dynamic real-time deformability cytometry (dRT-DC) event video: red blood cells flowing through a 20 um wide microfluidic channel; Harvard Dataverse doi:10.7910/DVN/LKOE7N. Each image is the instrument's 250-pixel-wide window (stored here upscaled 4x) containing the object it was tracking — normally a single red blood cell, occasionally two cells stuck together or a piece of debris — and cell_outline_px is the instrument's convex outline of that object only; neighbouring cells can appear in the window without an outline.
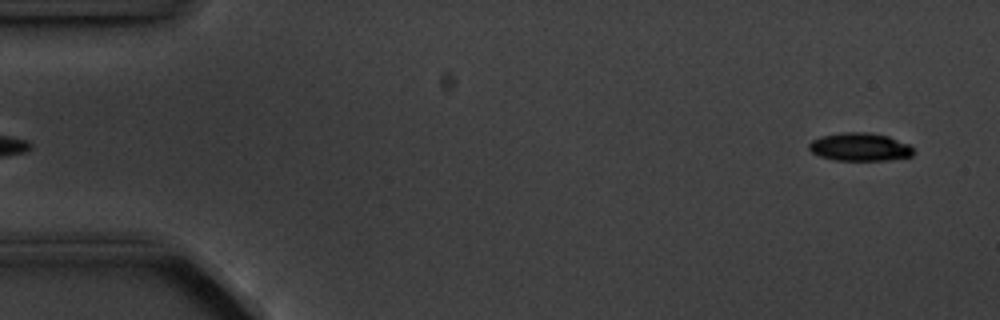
{"species": "common noctule bat (a hibernating species)", "species_latin": "Nyctalus noctula", "temperature_condition": "cold", "stored_images_in_passage": 2, "camera_frame_rate_fps": 3000, "um_per_image_px": 0.085, "animal": {"sex": "male", "body_mass_g": 20.1, "forearm_length_mm": 53.5}, "frame": {"image": 1, "passage_image": 2, "time_ms": 1.0, "image_size_px": [1000, 320], "cell_outline_px": [[912, 156], [888, 160], [836, 160], [820, 156], [812, 152], [808, 148], [808, 144], [812, 140], [820, 136], [844, 132], [868, 132], [888, 136], [908, 144], [912, 148]], "centroid_in_image_um": [73.06, 12.48], "position_along_channel_um": 11.9, "area_um2": 16.99}}